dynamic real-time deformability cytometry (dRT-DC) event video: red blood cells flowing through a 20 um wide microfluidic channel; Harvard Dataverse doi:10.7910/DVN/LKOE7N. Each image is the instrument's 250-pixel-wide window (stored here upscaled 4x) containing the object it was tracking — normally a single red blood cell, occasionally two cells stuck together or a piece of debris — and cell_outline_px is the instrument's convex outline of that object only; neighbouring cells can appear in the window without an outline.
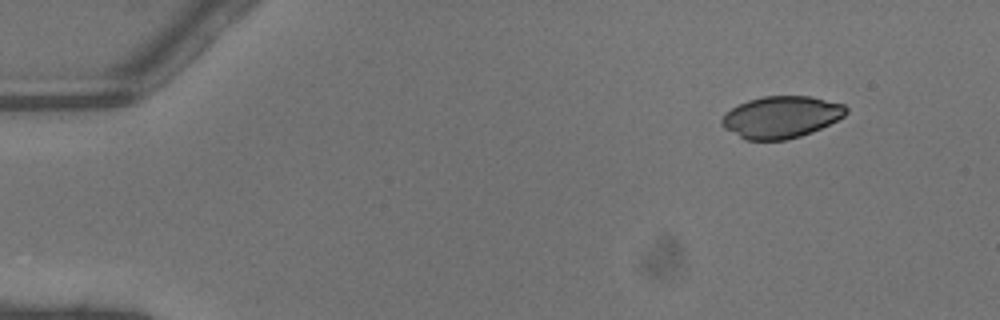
{"species": "common noctule bat (a hibernating species)", "species_latin": "Nyctalus noctula", "temperature_condition": "warm", "stored_images_in_passage": 35, "camera_frame_rate_fps": 3000, "um_per_image_px": 0.085, "animal": {"sex": "male", "body_mass_g": 13.3}, "frame": {"image": 1, "passage_image": 1, "time_ms": 0.0, "image_size_px": [1000, 320], "cell_outline_px": [[848, 112], [844, 116], [812, 132], [788, 140], [744, 140], [724, 128], [720, 124], [720, 120], [732, 108], [748, 100], [764, 96], [812, 96], [844, 104], [848, 108]], "centroid_in_image_um": [66.4, 9.95], "position_along_channel_um": 18.6, "area_um2": 30.35}}
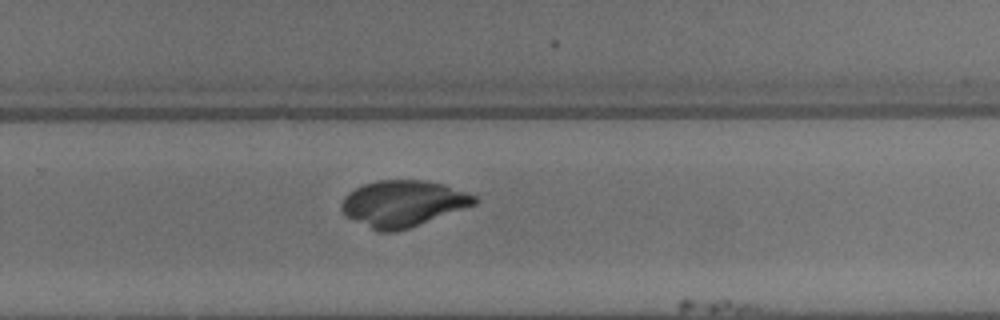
{"frame": {"image": 2, "passage_image": 27, "time_ms": 8.667, "image_size_px": [1000, 320], "cell_outline_px": [[480, 200], [476, 204], [408, 228], [396, 232], [380, 232], [344, 216], [340, 208], [340, 204], [344, 196], [348, 192], [364, 184], [380, 180], [424, 180], [444, 184], [476, 196]], "centroid_in_image_um": [34.22, 17.3], "position_along_channel_um": 295.6, "area_um2": 35.78}}
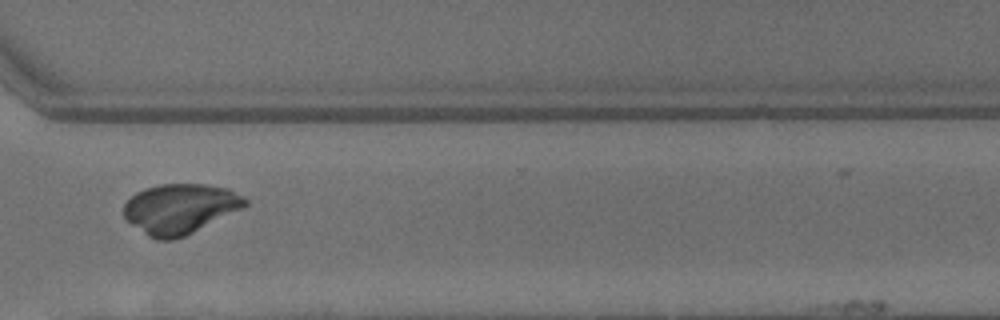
{"frame": {"image": 3, "passage_image": 31, "time_ms": 10.0, "image_size_px": [1000, 320], "cell_outline_px": [[248, 204], [244, 208], [184, 236], [172, 240], [156, 240], [148, 236], [132, 224], [124, 216], [124, 204], [136, 192], [144, 188], [160, 184], [204, 184], [228, 188], [244, 196], [248, 200]], "centroid_in_image_um": [15.33, 17.73], "position_along_channel_um": 355.3, "area_um2": 35.32}}